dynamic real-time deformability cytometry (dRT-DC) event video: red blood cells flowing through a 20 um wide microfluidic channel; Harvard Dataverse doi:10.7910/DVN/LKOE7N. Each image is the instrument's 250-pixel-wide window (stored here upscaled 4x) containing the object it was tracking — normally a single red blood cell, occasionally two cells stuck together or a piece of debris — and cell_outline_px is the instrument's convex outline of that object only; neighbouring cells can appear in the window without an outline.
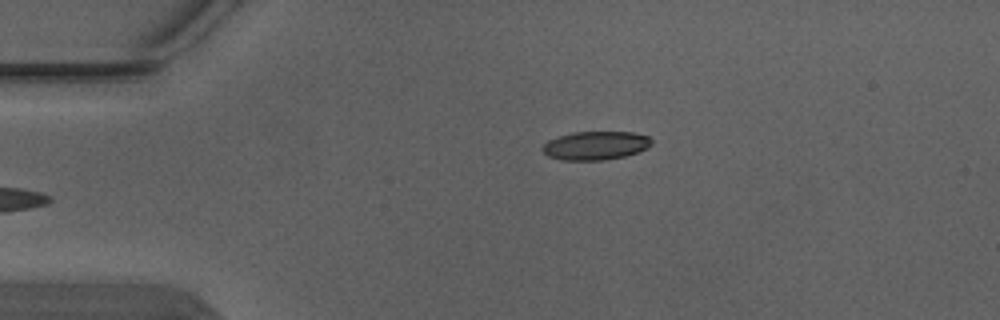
{"species": "Egyptian fruit bat (a non-hibernating species)", "species_latin": "Rousettus aegyptiacus", "temperature_condition": "warm", "stored_images_in_passage": 4, "camera_frame_rate_fps": 3000, "um_per_image_px": 0.085, "animal": {"sex": "male"}, "frame": {"image": 1, "passage_image": 4, "time_ms": 1.0, "image_size_px": [1000, 320], "cell_outline_px": [[652, 144], [648, 148], [640, 152], [624, 156], [604, 160], [560, 160], [548, 156], [540, 148], [548, 140], [572, 132], [632, 132], [648, 136], [652, 140]], "centroid_in_image_um": [50.63, 12.37], "position_along_channel_um": 34.4, "area_um2": 18.26}}